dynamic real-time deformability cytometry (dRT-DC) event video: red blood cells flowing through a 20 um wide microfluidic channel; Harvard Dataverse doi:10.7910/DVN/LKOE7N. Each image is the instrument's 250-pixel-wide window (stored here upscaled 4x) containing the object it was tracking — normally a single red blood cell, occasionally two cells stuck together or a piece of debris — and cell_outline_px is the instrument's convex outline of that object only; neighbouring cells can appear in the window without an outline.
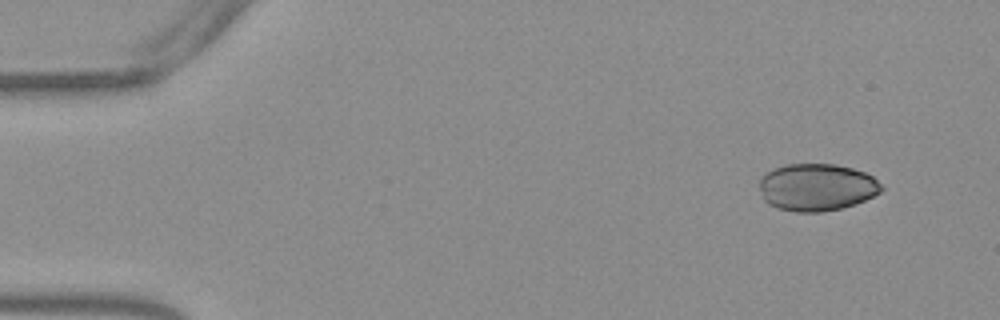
{"species": "Egyptian fruit bat (a non-hibernating species)", "species_latin": "Rousettus aegyptiacus", "temperature_condition": "warm", "stored_images_in_passage": 50, "camera_frame_rate_fps": 3000, "um_per_image_px": 0.085, "frame": {"image": 1, "passage_image": 1, "time_ms": 0.0, "image_size_px": [1000, 320], "cell_outline_px": [[884, 188], [880, 192], [856, 204], [840, 208], [820, 212], [796, 212], [776, 208], [768, 204], [764, 200], [760, 188], [760, 180], [772, 168], [784, 164], [836, 164], [852, 168], [864, 172], [872, 176]], "centroid_in_image_um": [69.41, 15.91], "position_along_channel_um": 15.6, "area_um2": 33.58}}
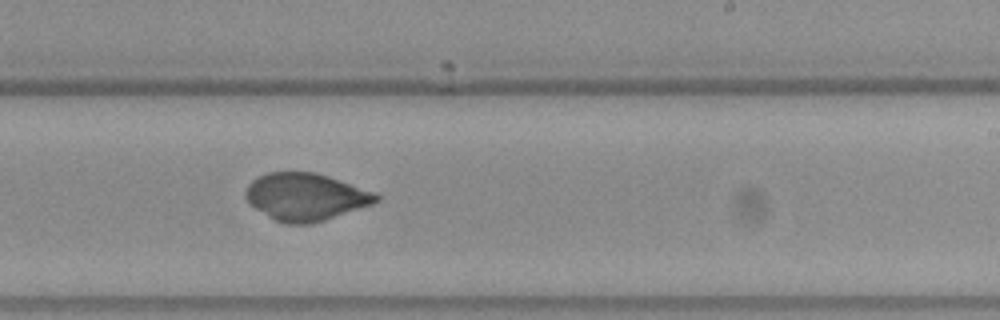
{"frame": {"image": 2, "passage_image": 29, "time_ms": 9.333, "image_size_px": [1000, 320], "cell_outline_px": [[380, 200], [372, 204], [312, 224], [284, 224], [268, 216], [248, 204], [244, 196], [244, 192], [248, 184], [256, 176], [268, 172], [316, 172], [376, 192], [380, 196]], "centroid_in_image_um": [25.95, 16.72], "position_along_channel_um": 263.1, "area_um2": 36.24}}
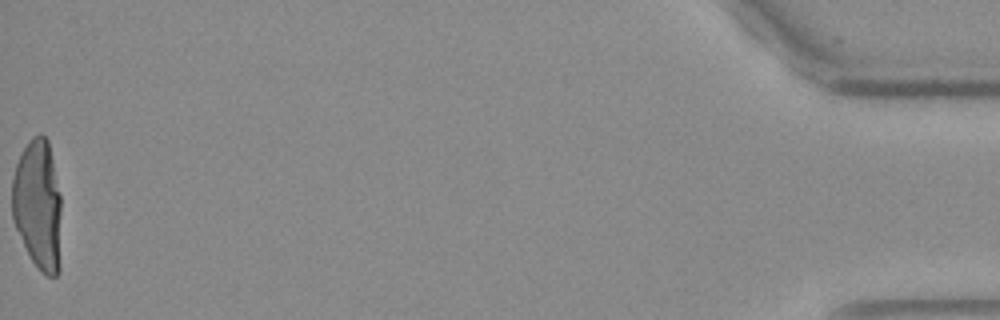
{"frame": {"image": 3, "passage_image": 50, "time_ms": 16.333, "image_size_px": [1000, 320], "cell_outline_px": [[60, 268], [56, 276], [48, 276], [40, 272], [32, 260], [12, 220], [12, 180], [16, 164], [28, 140], [32, 136], [40, 132], [48, 140], [60, 196]], "centroid_in_image_um": [3.22, 17.41], "position_along_channel_um": 432.0, "area_um2": 37.4}}